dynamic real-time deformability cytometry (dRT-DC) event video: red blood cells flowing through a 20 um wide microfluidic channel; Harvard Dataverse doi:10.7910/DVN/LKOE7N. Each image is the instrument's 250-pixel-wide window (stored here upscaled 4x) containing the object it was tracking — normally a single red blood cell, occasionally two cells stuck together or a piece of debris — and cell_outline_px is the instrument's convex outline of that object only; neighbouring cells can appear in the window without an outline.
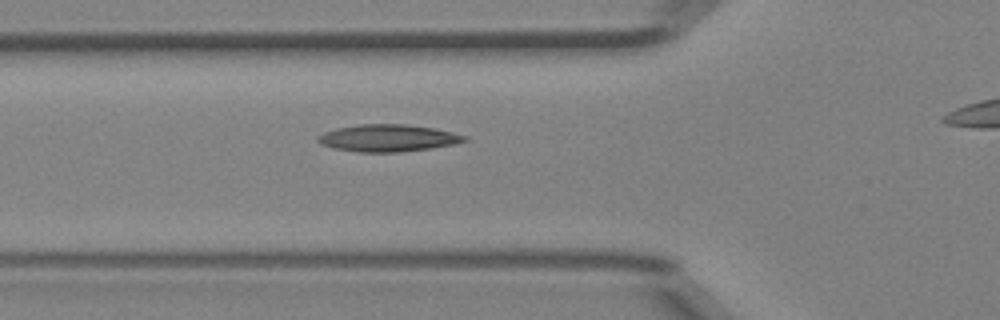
{"species": "Egyptian fruit bat (a non-hibernating species)", "species_latin": "Rousettus aegyptiacus", "temperature_condition": "room temperature", "stored_images_in_passage": 6, "camera_frame_rate_fps": 3000, "um_per_image_px": 0.085, "animal": {"sex": "female"}, "frame": {"image": 1, "passage_image": 5, "time_ms": 1.333, "image_size_px": [1000, 320], "cell_outline_px": [[472, 140], [456, 144], [432, 148], [400, 152], [356, 152], [332, 148], [320, 144], [316, 140], [316, 136], [324, 132], [336, 128], [360, 124], [404, 124], [432, 128], [452, 132], [468, 136]], "centroid_in_image_um": [32.99, 11.74], "position_along_channel_um": 92.8, "area_um2": 23.47}}